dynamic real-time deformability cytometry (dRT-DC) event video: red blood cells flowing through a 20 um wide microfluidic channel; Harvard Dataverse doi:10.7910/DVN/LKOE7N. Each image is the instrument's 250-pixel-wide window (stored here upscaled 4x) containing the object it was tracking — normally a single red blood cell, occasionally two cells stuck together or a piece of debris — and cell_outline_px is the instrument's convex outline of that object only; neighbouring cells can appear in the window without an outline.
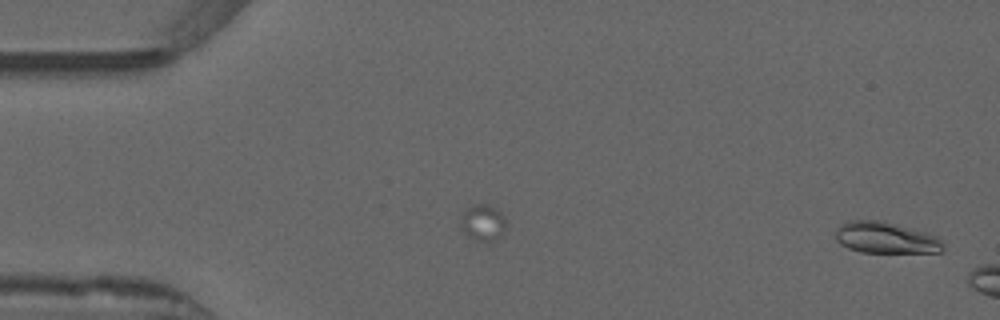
{"species": "common noctule bat (a hibernating species)", "species_latin": "Nyctalus noctula", "temperature_condition": "warm", "stored_images_in_passage": 5, "camera_frame_rate_fps": 3000, "um_per_image_px": 0.085, "animal": {"sex": "male", "forearm_length_mm": 52.5}, "frame": {"image": 1, "passage_image": 1, "time_ms": 0.0, "image_size_px": [1000, 320], "cell_outline_px": [[944, 252], [860, 252], [848, 248], [840, 244], [836, 240], [836, 228], [848, 220], [880, 220], [912, 228], [936, 236], [944, 244]], "centroid_in_image_um": [75.27, 20.21], "position_along_channel_um": 9.7, "area_um2": 19.65}}